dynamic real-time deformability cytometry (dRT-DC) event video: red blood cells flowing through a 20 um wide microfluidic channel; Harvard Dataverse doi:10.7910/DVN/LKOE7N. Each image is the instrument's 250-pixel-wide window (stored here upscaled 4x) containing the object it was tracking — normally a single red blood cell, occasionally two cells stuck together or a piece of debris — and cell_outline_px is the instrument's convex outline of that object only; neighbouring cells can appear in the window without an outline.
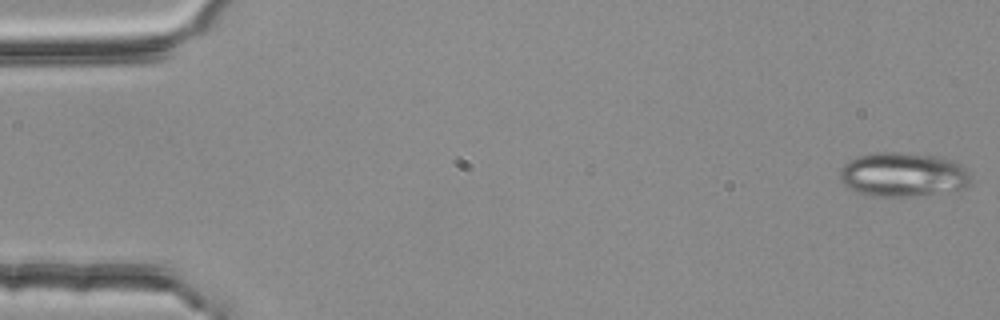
{"species": "common noctule bat (a hibernating species)", "species_latin": "Nyctalus noctula", "temperature_condition": "room temperature", "stored_images_in_passage": 54, "camera_frame_rate_fps": 3000, "um_per_image_px": 0.085, "animal": {"sex": "female", "body_mass_g": 25.1}, "frame": {"image": 1, "passage_image": 1, "time_ms": 0.0, "image_size_px": [1000, 320], "cell_outline_px": [[968, 188], [956, 192], [908, 196], [872, 196], [848, 188], [840, 180], [840, 168], [848, 160], [856, 156], [872, 152], [896, 152], [940, 156], [956, 160], [968, 172]], "centroid_in_image_um": [76.77, 14.83], "position_along_channel_um": 8.2, "area_um2": 34.28}}
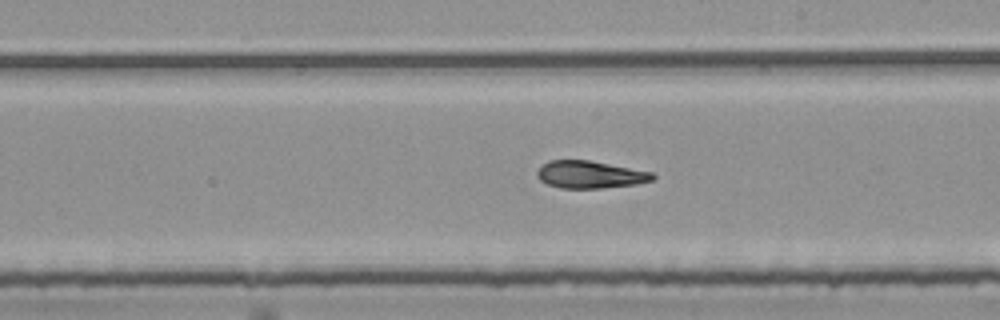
{"frame": {"image": 2, "passage_image": 31, "time_ms": 10.0, "image_size_px": [1000, 320], "cell_outline_px": [[656, 180], [636, 184], [600, 188], [560, 188], [548, 184], [540, 180], [536, 176], [536, 172], [548, 160], [588, 160], [652, 172], [656, 176]], "centroid_in_image_um": [50.17, 14.84], "position_along_channel_um": 238.8, "area_um2": 18.38}}
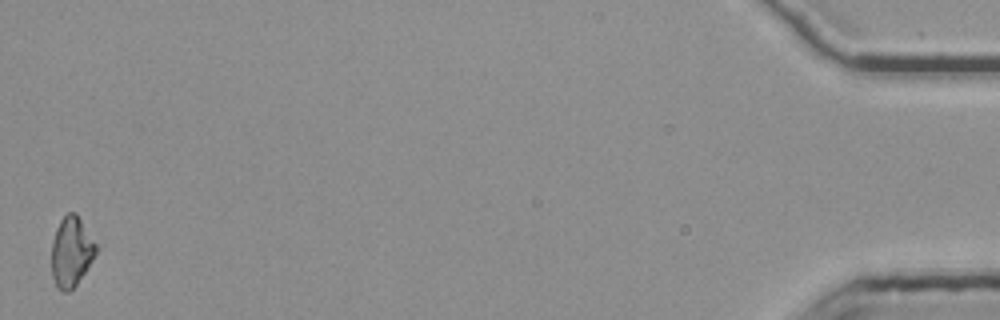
{"frame": {"image": 3, "passage_image": 54, "time_ms": 17.667, "image_size_px": [1000, 320], "cell_outline_px": [[100, 248], [76, 284], [68, 292], [64, 292], [56, 284], [52, 276], [52, 240], [56, 228], [60, 220], [68, 212], [76, 212]], "centroid_in_image_um": [6.08, 21.35], "position_along_channel_um": 429.1, "area_um2": 18.09}, "authors_computed_cell_mechanics": {"area_um2": 19.2185, "velocity_mm_per_s": 3.7519, "shape_relaxation_time_tau1_ms": 7.9572, "shape_relaxation_time_tau2_ms": 3.7771, "deformation_change_tau1": 0.2075, "deformation_change_tau2": 0.1034}}